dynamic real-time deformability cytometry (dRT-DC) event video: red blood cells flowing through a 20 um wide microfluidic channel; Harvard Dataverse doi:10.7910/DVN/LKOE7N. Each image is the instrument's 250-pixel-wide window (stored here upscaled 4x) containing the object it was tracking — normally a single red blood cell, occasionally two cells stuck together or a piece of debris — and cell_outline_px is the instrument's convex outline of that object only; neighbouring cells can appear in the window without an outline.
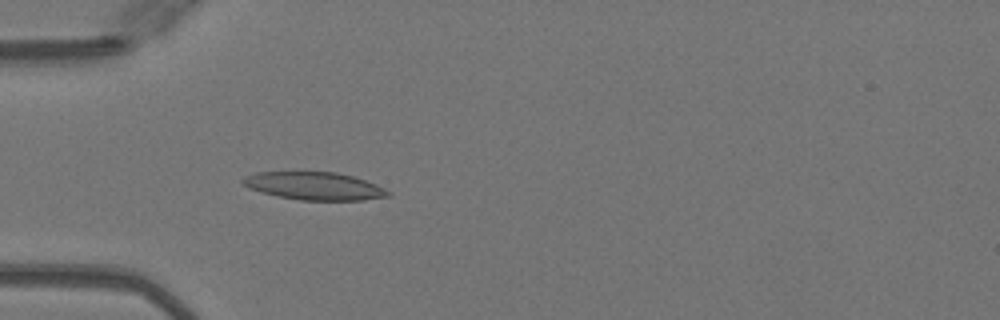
{"species": "Egyptian fruit bat (a non-hibernating species)", "species_latin": "Rousettus aegyptiacus", "temperature_condition": "warm", "stored_images_in_passage": 36, "camera_frame_rate_fps": 3000, "um_per_image_px": 0.085, "animal": {"sex": "female"}, "frame": {"image": 1, "passage_image": 2, "time_ms": 0.333, "image_size_px": [1000, 320], "cell_outline_px": [[392, 196], [364, 200], [300, 200], [280, 196], [248, 188], [240, 180], [244, 176], [256, 172], [336, 172], [352, 176], [376, 184], [392, 192]], "centroid_in_image_um": [26.75, 15.81], "position_along_channel_um": 58.2, "area_um2": 23.47}}
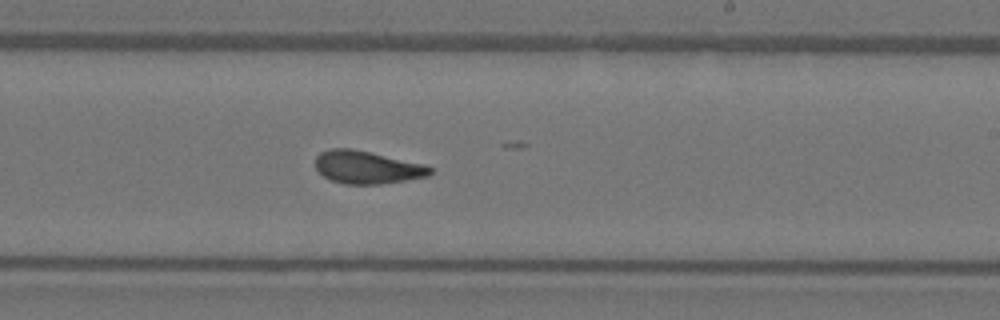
{"frame": {"image": 2, "passage_image": 17, "time_ms": 5.333, "image_size_px": [1000, 320], "cell_outline_px": [[432, 172], [428, 176], [380, 184], [344, 184], [332, 180], [324, 176], [316, 168], [316, 156], [320, 152], [328, 148], [352, 148], [424, 164], [432, 168]], "centroid_in_image_um": [31.18, 14.21], "position_along_channel_um": 257.8, "area_um2": 21.79}}
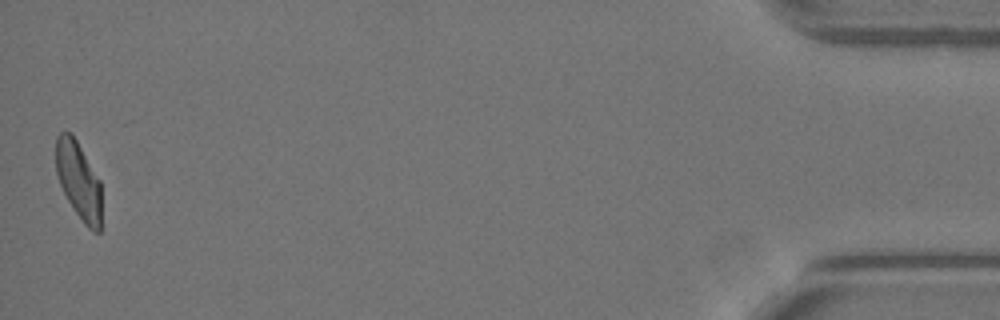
{"frame": {"image": 3, "passage_image": 36, "time_ms": 11.667, "image_size_px": [1000, 320], "cell_outline_px": [[100, 232], [92, 232], [84, 224], [68, 200], [60, 184], [56, 172], [56, 136], [60, 132], [72, 132], [100, 180]], "centroid_in_image_um": [6.67, 15.32], "position_along_channel_um": 428.5, "area_um2": 20.46}, "authors_computed_cell_mechanics": {"area_um2": 21.8195, "velocity_mm_per_s": 4.0951, "shape_relaxation_time_tau1_ms": 6.2459, "shape_relaxation_time_tau2_ms": 1.9438, "deformation_change_tau1": 0.2085, "deformation_change_tau2": 0.0863}}